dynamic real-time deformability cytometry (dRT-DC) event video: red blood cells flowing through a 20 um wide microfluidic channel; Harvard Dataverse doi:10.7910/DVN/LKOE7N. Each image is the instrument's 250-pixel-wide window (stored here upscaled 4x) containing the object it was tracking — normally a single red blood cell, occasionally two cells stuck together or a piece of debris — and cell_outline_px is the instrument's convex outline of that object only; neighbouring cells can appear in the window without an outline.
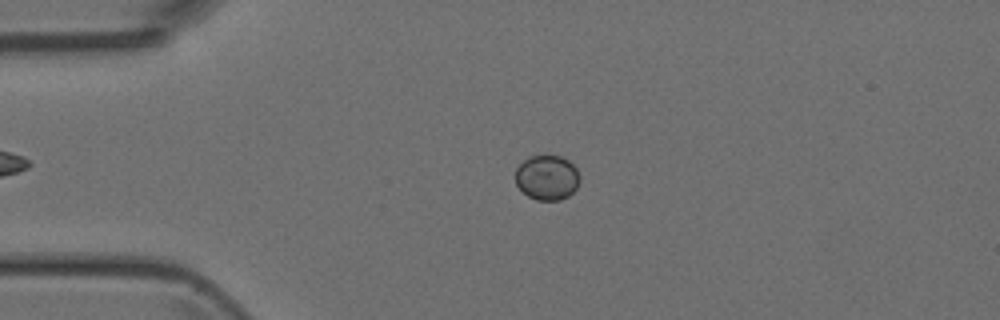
{"species": "Egyptian fruit bat (a non-hibernating species)", "species_latin": "Rousettus aegyptiacus", "temperature_condition": "room temperature", "stored_images_in_passage": 51, "camera_frame_rate_fps": 3000, "um_per_image_px": 0.085, "animal": {"sex": "female"}, "frame": {"image": 1, "passage_image": 12, "time_ms": 3.667, "image_size_px": [1000, 320], "cell_outline_px": [[580, 180], [576, 188], [568, 196], [560, 200], [536, 200], [528, 196], [516, 184], [516, 168], [528, 156], [560, 156], [568, 160], [576, 168], [580, 176]], "centroid_in_image_um": [46.51, 15.09], "position_along_channel_um": 38.5, "area_um2": 16.76}}
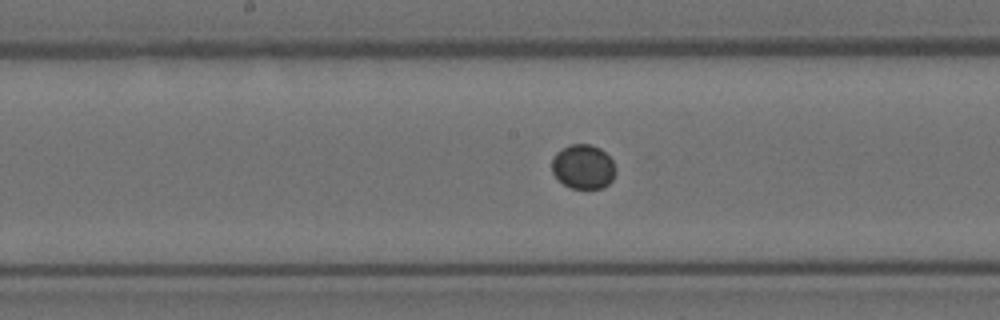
{"frame": {"image": 2, "passage_image": 26, "time_ms": 8.333, "image_size_px": [1000, 320], "cell_outline_px": [[616, 172], [612, 180], [608, 184], [600, 188], [572, 188], [564, 184], [552, 172], [552, 156], [560, 148], [568, 144], [592, 144], [600, 148], [612, 160], [616, 168]], "centroid_in_image_um": [49.56, 14.14], "position_along_channel_um": 198.6, "area_um2": 16.59}}
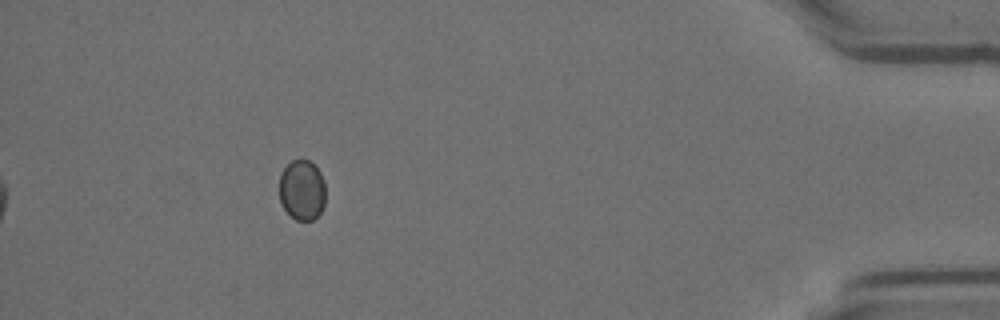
{"frame": {"image": 3, "passage_image": 46, "time_ms": 15.0, "image_size_px": [1000, 320], "cell_outline_px": [[324, 204], [320, 212], [312, 220], [296, 220], [284, 208], [280, 200], [280, 172], [292, 160], [308, 160], [316, 164], [324, 180]], "centroid_in_image_um": [25.68, 16.12], "position_along_channel_um": 409.5, "area_um2": 16.18}}